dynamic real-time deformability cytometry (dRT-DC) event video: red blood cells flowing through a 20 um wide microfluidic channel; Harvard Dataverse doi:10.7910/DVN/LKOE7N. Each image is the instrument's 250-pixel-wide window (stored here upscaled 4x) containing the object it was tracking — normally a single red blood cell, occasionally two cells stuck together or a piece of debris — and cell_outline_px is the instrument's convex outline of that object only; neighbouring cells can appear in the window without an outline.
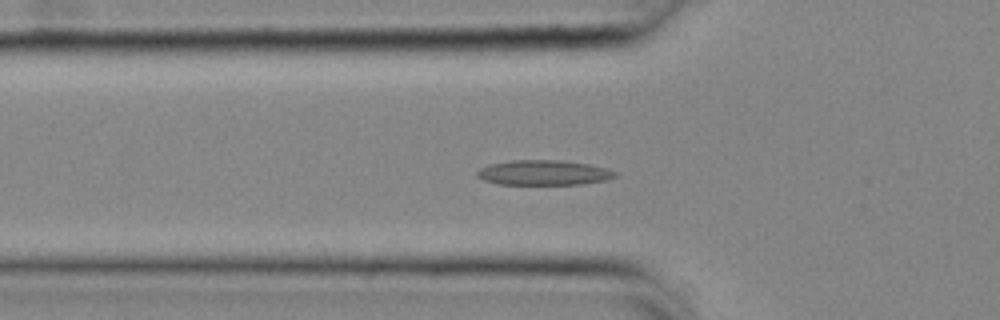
{"species": "common noctule bat (a hibernating species)", "species_latin": "Nyctalus noctula", "temperature_condition": "cold", "stored_images_in_passage": 47, "camera_frame_rate_fps": 3000, "um_per_image_px": 0.085, "animal": {"sex": "female", "body_mass_g": 25.1}, "frame": {"image": 1, "passage_image": 11, "time_ms": 3.333, "image_size_px": [1000, 320], "cell_outline_px": [[620, 172], [616, 176], [608, 180], [580, 184], [500, 184], [484, 180], [476, 176], [476, 172], [480, 168], [488, 164], [512, 160], [560, 160], [588, 164], [608, 168]], "centroid_in_image_um": [46.25, 14.67], "position_along_channel_um": 79.6, "area_um2": 20.23}}
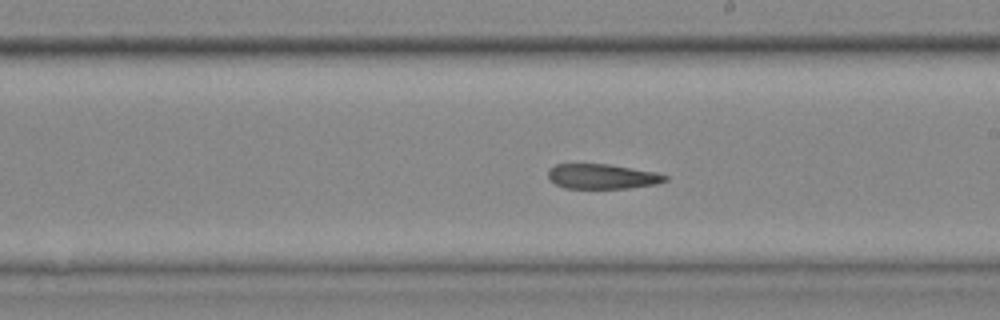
{"frame": {"image": 2, "passage_image": 24, "time_ms": 7.667, "image_size_px": [1000, 320], "cell_outline_px": [[668, 180], [656, 184], [628, 188], [564, 188], [556, 184], [548, 176], [548, 168], [556, 164], [608, 164], [656, 172], [668, 176]], "centroid_in_image_um": [51.19, 14.99], "position_along_channel_um": 237.8, "area_um2": 16.94}}
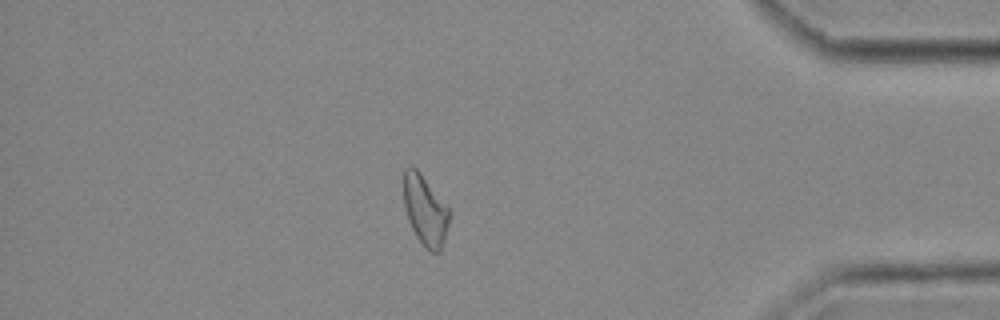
{"frame": {"image": 3, "passage_image": 40, "time_ms": 13.0, "image_size_px": [1000, 320], "cell_outline_px": [[452, 212], [444, 240], [440, 252], [432, 252], [424, 248], [416, 236], [408, 220], [404, 208], [404, 168], [408, 164], [412, 164], [420, 172]], "centroid_in_image_um": [36.14, 17.86], "position_along_channel_um": 399.1, "area_um2": 18.9}}